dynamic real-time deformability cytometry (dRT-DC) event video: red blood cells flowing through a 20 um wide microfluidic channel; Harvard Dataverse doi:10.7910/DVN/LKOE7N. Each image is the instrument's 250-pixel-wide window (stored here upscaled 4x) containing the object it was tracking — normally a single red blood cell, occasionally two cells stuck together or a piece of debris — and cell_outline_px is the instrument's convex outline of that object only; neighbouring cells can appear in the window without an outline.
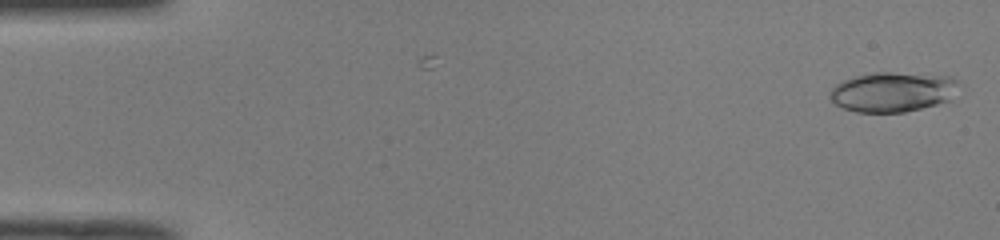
{"species": "common noctule bat (a hibernating species)", "species_latin": "Nyctalus noctula", "temperature_condition": "room temperature", "stored_images_in_passage": 3, "camera_frame_rate_fps": 3000, "um_per_image_px": 0.085, "animal": {"sex": "male", "body_mass_g": 19.0, "forearm_length_mm": 50.8}, "frame": {"image": 1, "passage_image": 1, "time_ms": 0.0, "image_size_px": [1000, 240], "cell_outline_px": [[960, 80], [952, 100], [904, 112], [856, 112], [844, 108], [836, 104], [832, 100], [832, 88], [836, 84], [844, 80], [856, 76], [876, 72], [888, 72], [952, 76]], "centroid_in_image_um": [75.94, 7.8], "position_along_channel_um": 9.1, "area_um2": 29.77}}